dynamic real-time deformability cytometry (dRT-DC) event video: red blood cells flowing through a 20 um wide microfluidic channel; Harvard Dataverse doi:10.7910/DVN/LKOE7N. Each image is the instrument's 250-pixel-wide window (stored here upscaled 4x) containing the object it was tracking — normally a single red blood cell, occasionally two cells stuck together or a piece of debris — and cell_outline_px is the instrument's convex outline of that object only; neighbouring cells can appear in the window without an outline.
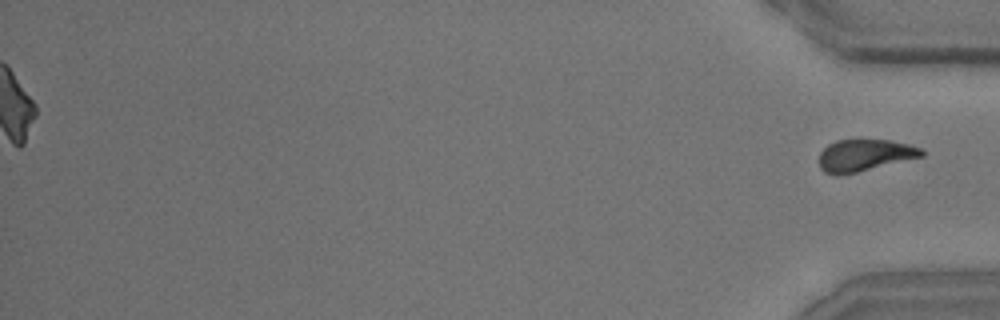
{"species": "common noctule bat (a hibernating species)", "species_latin": "Nyctalus noctula", "temperature_condition": "room temperature", "stored_images_in_passage": 56, "segment_of_instrument_passage": [2, 2], "camera_frame_rate_fps": 3000, "um_per_image_px": 0.085, "animal": {"sex": "male", "body_mass_g": 15.6}, "frame": {"image": 1, "passage_image": 56, "time_ms": 18.333, "image_size_px": [1000, 320], "cell_outline_px": [[924, 156], [856, 172], [836, 176], [824, 172], [820, 168], [820, 152], [828, 144], [836, 140], [888, 140], [908, 144], [920, 148], [924, 152]], "centroid_in_image_um": [73.46, 13.2], "position_along_channel_um": 361.7, "area_um2": 18.84}}